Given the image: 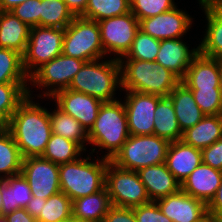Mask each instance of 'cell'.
<instances>
[{"label": "cell", "instance_id": "obj_1", "mask_svg": "<svg viewBox=\"0 0 222 222\" xmlns=\"http://www.w3.org/2000/svg\"><path fill=\"white\" fill-rule=\"evenodd\" d=\"M28 96L11 116L7 129L23 158L42 156L52 135L49 111Z\"/></svg>", "mask_w": 222, "mask_h": 222}, {"label": "cell", "instance_id": "obj_2", "mask_svg": "<svg viewBox=\"0 0 222 222\" xmlns=\"http://www.w3.org/2000/svg\"><path fill=\"white\" fill-rule=\"evenodd\" d=\"M121 90L167 97L181 80L156 61L120 59Z\"/></svg>", "mask_w": 222, "mask_h": 222}, {"label": "cell", "instance_id": "obj_3", "mask_svg": "<svg viewBox=\"0 0 222 222\" xmlns=\"http://www.w3.org/2000/svg\"><path fill=\"white\" fill-rule=\"evenodd\" d=\"M101 60L85 62L67 89L93 96L102 102L115 101V91L121 89L120 62L115 58Z\"/></svg>", "mask_w": 222, "mask_h": 222}, {"label": "cell", "instance_id": "obj_4", "mask_svg": "<svg viewBox=\"0 0 222 222\" xmlns=\"http://www.w3.org/2000/svg\"><path fill=\"white\" fill-rule=\"evenodd\" d=\"M127 114L123 101L103 102L93 127L88 132V143L107 150L112 159L129 138Z\"/></svg>", "mask_w": 222, "mask_h": 222}, {"label": "cell", "instance_id": "obj_5", "mask_svg": "<svg viewBox=\"0 0 222 222\" xmlns=\"http://www.w3.org/2000/svg\"><path fill=\"white\" fill-rule=\"evenodd\" d=\"M90 157L59 165V184L61 192L71 200L96 193L105 187V172L110 159L102 156L96 161Z\"/></svg>", "mask_w": 222, "mask_h": 222}, {"label": "cell", "instance_id": "obj_6", "mask_svg": "<svg viewBox=\"0 0 222 222\" xmlns=\"http://www.w3.org/2000/svg\"><path fill=\"white\" fill-rule=\"evenodd\" d=\"M170 141L156 135H129L122 148L110 160L117 167L138 171L165 163Z\"/></svg>", "mask_w": 222, "mask_h": 222}, {"label": "cell", "instance_id": "obj_7", "mask_svg": "<svg viewBox=\"0 0 222 222\" xmlns=\"http://www.w3.org/2000/svg\"><path fill=\"white\" fill-rule=\"evenodd\" d=\"M62 54L85 62L104 58L98 22L76 16L65 28Z\"/></svg>", "mask_w": 222, "mask_h": 222}, {"label": "cell", "instance_id": "obj_8", "mask_svg": "<svg viewBox=\"0 0 222 222\" xmlns=\"http://www.w3.org/2000/svg\"><path fill=\"white\" fill-rule=\"evenodd\" d=\"M105 188L113 206L134 208L151 202L138 173L119 168L111 161L105 172Z\"/></svg>", "mask_w": 222, "mask_h": 222}, {"label": "cell", "instance_id": "obj_9", "mask_svg": "<svg viewBox=\"0 0 222 222\" xmlns=\"http://www.w3.org/2000/svg\"><path fill=\"white\" fill-rule=\"evenodd\" d=\"M65 29L36 26L30 36L23 57V67L30 77L39 67L62 54ZM34 70V71H33Z\"/></svg>", "mask_w": 222, "mask_h": 222}, {"label": "cell", "instance_id": "obj_10", "mask_svg": "<svg viewBox=\"0 0 222 222\" xmlns=\"http://www.w3.org/2000/svg\"><path fill=\"white\" fill-rule=\"evenodd\" d=\"M98 25L105 55L113 53L117 55L115 59H122L133 44L139 30V20L130 11L121 16L100 20Z\"/></svg>", "mask_w": 222, "mask_h": 222}, {"label": "cell", "instance_id": "obj_11", "mask_svg": "<svg viewBox=\"0 0 222 222\" xmlns=\"http://www.w3.org/2000/svg\"><path fill=\"white\" fill-rule=\"evenodd\" d=\"M84 63L85 61L83 60L60 54L39 67L29 77V82L38 88H46L48 91H43L42 95L44 97H51L57 91L69 87L75 74L81 69Z\"/></svg>", "mask_w": 222, "mask_h": 222}, {"label": "cell", "instance_id": "obj_12", "mask_svg": "<svg viewBox=\"0 0 222 222\" xmlns=\"http://www.w3.org/2000/svg\"><path fill=\"white\" fill-rule=\"evenodd\" d=\"M21 174L28 181L33 197L48 199L61 191L59 165L42 156L23 158Z\"/></svg>", "mask_w": 222, "mask_h": 222}, {"label": "cell", "instance_id": "obj_13", "mask_svg": "<svg viewBox=\"0 0 222 222\" xmlns=\"http://www.w3.org/2000/svg\"><path fill=\"white\" fill-rule=\"evenodd\" d=\"M124 107L127 114L130 135H153L154 112L161 96L126 91Z\"/></svg>", "mask_w": 222, "mask_h": 222}, {"label": "cell", "instance_id": "obj_14", "mask_svg": "<svg viewBox=\"0 0 222 222\" xmlns=\"http://www.w3.org/2000/svg\"><path fill=\"white\" fill-rule=\"evenodd\" d=\"M49 98L56 101L59 110L78 120L87 133L93 127L103 104L93 96L70 89L59 90Z\"/></svg>", "mask_w": 222, "mask_h": 222}, {"label": "cell", "instance_id": "obj_15", "mask_svg": "<svg viewBox=\"0 0 222 222\" xmlns=\"http://www.w3.org/2000/svg\"><path fill=\"white\" fill-rule=\"evenodd\" d=\"M192 20L187 12L175 6L160 15L140 20L139 29L158 40L177 39L190 30Z\"/></svg>", "mask_w": 222, "mask_h": 222}, {"label": "cell", "instance_id": "obj_16", "mask_svg": "<svg viewBox=\"0 0 222 222\" xmlns=\"http://www.w3.org/2000/svg\"><path fill=\"white\" fill-rule=\"evenodd\" d=\"M161 212L173 222H203L207 205L182 189L155 201Z\"/></svg>", "mask_w": 222, "mask_h": 222}, {"label": "cell", "instance_id": "obj_17", "mask_svg": "<svg viewBox=\"0 0 222 222\" xmlns=\"http://www.w3.org/2000/svg\"><path fill=\"white\" fill-rule=\"evenodd\" d=\"M182 38L160 40L156 62L174 73L182 80L193 58L199 53L198 46L192 50Z\"/></svg>", "mask_w": 222, "mask_h": 222}, {"label": "cell", "instance_id": "obj_18", "mask_svg": "<svg viewBox=\"0 0 222 222\" xmlns=\"http://www.w3.org/2000/svg\"><path fill=\"white\" fill-rule=\"evenodd\" d=\"M222 171L203 162L181 183V189L206 205L215 196L221 184Z\"/></svg>", "mask_w": 222, "mask_h": 222}, {"label": "cell", "instance_id": "obj_19", "mask_svg": "<svg viewBox=\"0 0 222 222\" xmlns=\"http://www.w3.org/2000/svg\"><path fill=\"white\" fill-rule=\"evenodd\" d=\"M137 173L150 201H156L181 189V183L168 170L165 163L147 166Z\"/></svg>", "mask_w": 222, "mask_h": 222}, {"label": "cell", "instance_id": "obj_20", "mask_svg": "<svg viewBox=\"0 0 222 222\" xmlns=\"http://www.w3.org/2000/svg\"><path fill=\"white\" fill-rule=\"evenodd\" d=\"M181 82L189 89L220 88V61L198 53Z\"/></svg>", "mask_w": 222, "mask_h": 222}, {"label": "cell", "instance_id": "obj_21", "mask_svg": "<svg viewBox=\"0 0 222 222\" xmlns=\"http://www.w3.org/2000/svg\"><path fill=\"white\" fill-rule=\"evenodd\" d=\"M202 163L201 149L194 148L182 140L171 142L165 164L174 177L182 183Z\"/></svg>", "mask_w": 222, "mask_h": 222}, {"label": "cell", "instance_id": "obj_22", "mask_svg": "<svg viewBox=\"0 0 222 222\" xmlns=\"http://www.w3.org/2000/svg\"><path fill=\"white\" fill-rule=\"evenodd\" d=\"M199 4L207 19L204 38L198 45L199 53L222 61V6L210 5L203 0H199Z\"/></svg>", "mask_w": 222, "mask_h": 222}, {"label": "cell", "instance_id": "obj_23", "mask_svg": "<svg viewBox=\"0 0 222 222\" xmlns=\"http://www.w3.org/2000/svg\"><path fill=\"white\" fill-rule=\"evenodd\" d=\"M170 98L178 124L182 132L194 127L200 122L205 114L196 104L192 91L180 82L168 95Z\"/></svg>", "mask_w": 222, "mask_h": 222}, {"label": "cell", "instance_id": "obj_24", "mask_svg": "<svg viewBox=\"0 0 222 222\" xmlns=\"http://www.w3.org/2000/svg\"><path fill=\"white\" fill-rule=\"evenodd\" d=\"M111 206L104 187L96 193L72 200V218L77 222H103Z\"/></svg>", "mask_w": 222, "mask_h": 222}, {"label": "cell", "instance_id": "obj_25", "mask_svg": "<svg viewBox=\"0 0 222 222\" xmlns=\"http://www.w3.org/2000/svg\"><path fill=\"white\" fill-rule=\"evenodd\" d=\"M31 28L10 11H0V48L24 54Z\"/></svg>", "mask_w": 222, "mask_h": 222}, {"label": "cell", "instance_id": "obj_26", "mask_svg": "<svg viewBox=\"0 0 222 222\" xmlns=\"http://www.w3.org/2000/svg\"><path fill=\"white\" fill-rule=\"evenodd\" d=\"M220 138H222V115H205L194 127L182 133L181 140L202 150Z\"/></svg>", "mask_w": 222, "mask_h": 222}, {"label": "cell", "instance_id": "obj_27", "mask_svg": "<svg viewBox=\"0 0 222 222\" xmlns=\"http://www.w3.org/2000/svg\"><path fill=\"white\" fill-rule=\"evenodd\" d=\"M32 198L28 181L20 173L4 179L1 191L3 216L19 208H25Z\"/></svg>", "mask_w": 222, "mask_h": 222}, {"label": "cell", "instance_id": "obj_28", "mask_svg": "<svg viewBox=\"0 0 222 222\" xmlns=\"http://www.w3.org/2000/svg\"><path fill=\"white\" fill-rule=\"evenodd\" d=\"M154 135L170 142L181 140L182 131L178 124L170 98L161 97L154 112Z\"/></svg>", "mask_w": 222, "mask_h": 222}, {"label": "cell", "instance_id": "obj_29", "mask_svg": "<svg viewBox=\"0 0 222 222\" xmlns=\"http://www.w3.org/2000/svg\"><path fill=\"white\" fill-rule=\"evenodd\" d=\"M23 156L7 128L0 129V178L21 173ZM3 174V175H1Z\"/></svg>", "mask_w": 222, "mask_h": 222}, {"label": "cell", "instance_id": "obj_30", "mask_svg": "<svg viewBox=\"0 0 222 222\" xmlns=\"http://www.w3.org/2000/svg\"><path fill=\"white\" fill-rule=\"evenodd\" d=\"M27 83L0 84V129L6 128L18 105L28 96Z\"/></svg>", "mask_w": 222, "mask_h": 222}, {"label": "cell", "instance_id": "obj_31", "mask_svg": "<svg viewBox=\"0 0 222 222\" xmlns=\"http://www.w3.org/2000/svg\"><path fill=\"white\" fill-rule=\"evenodd\" d=\"M56 109L53 112H49L52 133L72 140L86 150L85 142H88V133L86 130L78 120L63 113L57 107Z\"/></svg>", "mask_w": 222, "mask_h": 222}, {"label": "cell", "instance_id": "obj_32", "mask_svg": "<svg viewBox=\"0 0 222 222\" xmlns=\"http://www.w3.org/2000/svg\"><path fill=\"white\" fill-rule=\"evenodd\" d=\"M82 151L78 143L52 133L42 157L60 165L76 161Z\"/></svg>", "mask_w": 222, "mask_h": 222}, {"label": "cell", "instance_id": "obj_33", "mask_svg": "<svg viewBox=\"0 0 222 222\" xmlns=\"http://www.w3.org/2000/svg\"><path fill=\"white\" fill-rule=\"evenodd\" d=\"M75 17L63 0H40V26L65 29Z\"/></svg>", "mask_w": 222, "mask_h": 222}, {"label": "cell", "instance_id": "obj_34", "mask_svg": "<svg viewBox=\"0 0 222 222\" xmlns=\"http://www.w3.org/2000/svg\"><path fill=\"white\" fill-rule=\"evenodd\" d=\"M29 76L23 67V57L19 52L0 48V84L27 83Z\"/></svg>", "mask_w": 222, "mask_h": 222}, {"label": "cell", "instance_id": "obj_35", "mask_svg": "<svg viewBox=\"0 0 222 222\" xmlns=\"http://www.w3.org/2000/svg\"><path fill=\"white\" fill-rule=\"evenodd\" d=\"M72 218V200L63 192L48 199L42 198L40 215L37 222H61Z\"/></svg>", "mask_w": 222, "mask_h": 222}, {"label": "cell", "instance_id": "obj_36", "mask_svg": "<svg viewBox=\"0 0 222 222\" xmlns=\"http://www.w3.org/2000/svg\"><path fill=\"white\" fill-rule=\"evenodd\" d=\"M130 12V0H88L81 17L100 21Z\"/></svg>", "mask_w": 222, "mask_h": 222}, {"label": "cell", "instance_id": "obj_37", "mask_svg": "<svg viewBox=\"0 0 222 222\" xmlns=\"http://www.w3.org/2000/svg\"><path fill=\"white\" fill-rule=\"evenodd\" d=\"M159 48L160 40L151 37L139 29L129 51L122 58L154 62L156 61Z\"/></svg>", "mask_w": 222, "mask_h": 222}, {"label": "cell", "instance_id": "obj_38", "mask_svg": "<svg viewBox=\"0 0 222 222\" xmlns=\"http://www.w3.org/2000/svg\"><path fill=\"white\" fill-rule=\"evenodd\" d=\"M175 6L174 0H130V11L139 21L160 15Z\"/></svg>", "mask_w": 222, "mask_h": 222}, {"label": "cell", "instance_id": "obj_39", "mask_svg": "<svg viewBox=\"0 0 222 222\" xmlns=\"http://www.w3.org/2000/svg\"><path fill=\"white\" fill-rule=\"evenodd\" d=\"M194 100L205 115H222L220 88L190 89Z\"/></svg>", "mask_w": 222, "mask_h": 222}, {"label": "cell", "instance_id": "obj_40", "mask_svg": "<svg viewBox=\"0 0 222 222\" xmlns=\"http://www.w3.org/2000/svg\"><path fill=\"white\" fill-rule=\"evenodd\" d=\"M30 28L40 26V0H28L10 10Z\"/></svg>", "mask_w": 222, "mask_h": 222}, {"label": "cell", "instance_id": "obj_41", "mask_svg": "<svg viewBox=\"0 0 222 222\" xmlns=\"http://www.w3.org/2000/svg\"><path fill=\"white\" fill-rule=\"evenodd\" d=\"M137 222H173L160 210L155 201L133 208Z\"/></svg>", "mask_w": 222, "mask_h": 222}, {"label": "cell", "instance_id": "obj_42", "mask_svg": "<svg viewBox=\"0 0 222 222\" xmlns=\"http://www.w3.org/2000/svg\"><path fill=\"white\" fill-rule=\"evenodd\" d=\"M202 151V162L222 171V138Z\"/></svg>", "mask_w": 222, "mask_h": 222}, {"label": "cell", "instance_id": "obj_43", "mask_svg": "<svg viewBox=\"0 0 222 222\" xmlns=\"http://www.w3.org/2000/svg\"><path fill=\"white\" fill-rule=\"evenodd\" d=\"M103 222H137L133 208L111 206Z\"/></svg>", "mask_w": 222, "mask_h": 222}, {"label": "cell", "instance_id": "obj_44", "mask_svg": "<svg viewBox=\"0 0 222 222\" xmlns=\"http://www.w3.org/2000/svg\"><path fill=\"white\" fill-rule=\"evenodd\" d=\"M207 212L214 215L222 216V180L216 191L215 196L207 205Z\"/></svg>", "mask_w": 222, "mask_h": 222}, {"label": "cell", "instance_id": "obj_45", "mask_svg": "<svg viewBox=\"0 0 222 222\" xmlns=\"http://www.w3.org/2000/svg\"><path fill=\"white\" fill-rule=\"evenodd\" d=\"M8 222H37L25 208H19L5 215Z\"/></svg>", "mask_w": 222, "mask_h": 222}, {"label": "cell", "instance_id": "obj_46", "mask_svg": "<svg viewBox=\"0 0 222 222\" xmlns=\"http://www.w3.org/2000/svg\"><path fill=\"white\" fill-rule=\"evenodd\" d=\"M71 12L75 16H81L85 10L88 3V0H63Z\"/></svg>", "mask_w": 222, "mask_h": 222}, {"label": "cell", "instance_id": "obj_47", "mask_svg": "<svg viewBox=\"0 0 222 222\" xmlns=\"http://www.w3.org/2000/svg\"><path fill=\"white\" fill-rule=\"evenodd\" d=\"M41 207H42V198L32 196L31 200L26 205L25 209L33 218L36 219L40 215Z\"/></svg>", "mask_w": 222, "mask_h": 222}, {"label": "cell", "instance_id": "obj_48", "mask_svg": "<svg viewBox=\"0 0 222 222\" xmlns=\"http://www.w3.org/2000/svg\"><path fill=\"white\" fill-rule=\"evenodd\" d=\"M28 0H0V11H10L15 6Z\"/></svg>", "mask_w": 222, "mask_h": 222}, {"label": "cell", "instance_id": "obj_49", "mask_svg": "<svg viewBox=\"0 0 222 222\" xmlns=\"http://www.w3.org/2000/svg\"><path fill=\"white\" fill-rule=\"evenodd\" d=\"M203 222H222V216L206 213Z\"/></svg>", "mask_w": 222, "mask_h": 222}, {"label": "cell", "instance_id": "obj_50", "mask_svg": "<svg viewBox=\"0 0 222 222\" xmlns=\"http://www.w3.org/2000/svg\"><path fill=\"white\" fill-rule=\"evenodd\" d=\"M3 185H4V178H0V217L3 216V208H2V202H1V191H2Z\"/></svg>", "mask_w": 222, "mask_h": 222}, {"label": "cell", "instance_id": "obj_51", "mask_svg": "<svg viewBox=\"0 0 222 222\" xmlns=\"http://www.w3.org/2000/svg\"><path fill=\"white\" fill-rule=\"evenodd\" d=\"M203 1L210 5L222 6V0H203Z\"/></svg>", "mask_w": 222, "mask_h": 222}, {"label": "cell", "instance_id": "obj_52", "mask_svg": "<svg viewBox=\"0 0 222 222\" xmlns=\"http://www.w3.org/2000/svg\"><path fill=\"white\" fill-rule=\"evenodd\" d=\"M220 90L222 92V61H220Z\"/></svg>", "mask_w": 222, "mask_h": 222}, {"label": "cell", "instance_id": "obj_53", "mask_svg": "<svg viewBox=\"0 0 222 222\" xmlns=\"http://www.w3.org/2000/svg\"><path fill=\"white\" fill-rule=\"evenodd\" d=\"M0 222H8L5 215L0 217Z\"/></svg>", "mask_w": 222, "mask_h": 222}, {"label": "cell", "instance_id": "obj_54", "mask_svg": "<svg viewBox=\"0 0 222 222\" xmlns=\"http://www.w3.org/2000/svg\"><path fill=\"white\" fill-rule=\"evenodd\" d=\"M61 222H73V218H70V219H67V220H64V221H61Z\"/></svg>", "mask_w": 222, "mask_h": 222}]
</instances>
